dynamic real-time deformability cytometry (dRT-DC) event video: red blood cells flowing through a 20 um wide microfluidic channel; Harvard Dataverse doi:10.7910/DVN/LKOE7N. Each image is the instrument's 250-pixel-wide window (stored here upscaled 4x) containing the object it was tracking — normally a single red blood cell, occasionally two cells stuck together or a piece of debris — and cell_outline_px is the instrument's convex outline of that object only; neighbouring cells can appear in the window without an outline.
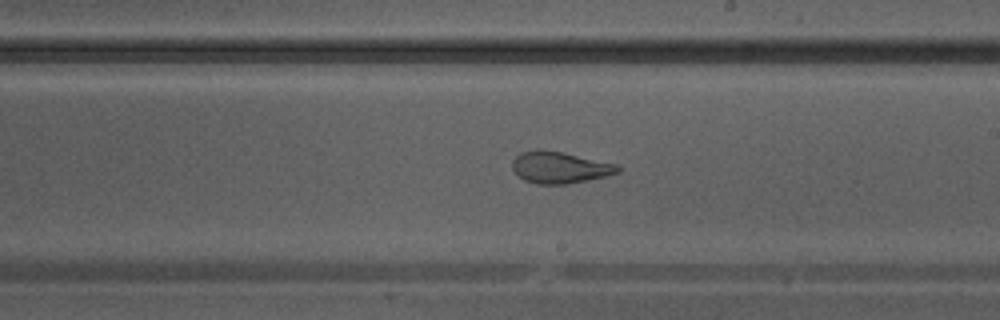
{"species": "Egyptian fruit bat (a non-hibernating species)", "species_latin": "Rousettus aegyptiacus", "temperature_condition": "warm", "stored_images_in_passage": 40, "camera_frame_rate_fps": 3000, "um_per_image_px": 0.085, "animal": {"sex": "male"}, "frame": {"image": 1, "passage_image": 23, "time_ms": 7.333, "image_size_px": [1000, 320], "cell_outline_px": [[620, 172], [608, 176], [564, 184], [536, 184], [524, 180], [512, 168], [512, 160], [520, 152], [536, 148], [540, 148], [560, 152], [616, 164], [620, 168]], "centroid_in_image_um": [47.54, 14.22], "position_along_channel_um": 241.5, "area_um2": 19.36}}